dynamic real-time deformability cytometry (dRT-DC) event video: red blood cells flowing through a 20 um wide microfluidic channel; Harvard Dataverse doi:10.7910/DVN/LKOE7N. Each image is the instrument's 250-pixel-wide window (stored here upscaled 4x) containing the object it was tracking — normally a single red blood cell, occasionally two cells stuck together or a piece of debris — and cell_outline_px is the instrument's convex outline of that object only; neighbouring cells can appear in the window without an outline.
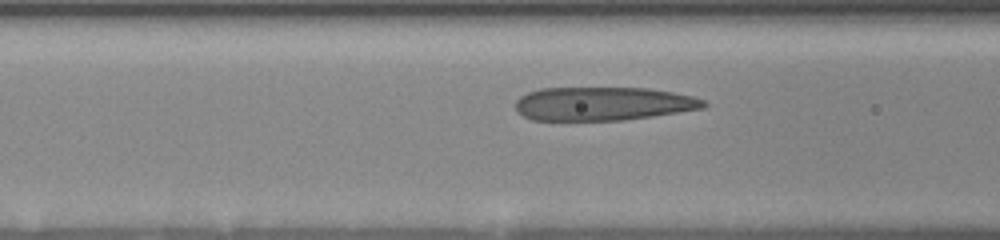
{"species": "human", "species_latin": "Homo sapiens", "temperature_condition": "room temperature", "stored_images_in_passage": 23, "camera_frame_rate_fps": 3000, "um_per_image_px": 0.085, "donor": {"sex": "female"}, "frame": {"image": 1, "passage_image": 6, "time_ms": 1.333, "image_size_px": [1000, 240], "cell_outline_px": [[708, 104], [704, 108], [652, 116], [624, 120], [532, 120], [516, 112], [516, 100], [520, 96], [528, 92], [540, 88], [648, 88], [672, 92], [692, 96], [704, 100]], "centroid_in_image_um": [51.23, 8.81], "position_along_channel_um": 115.4, "area_um2": 36.82}}
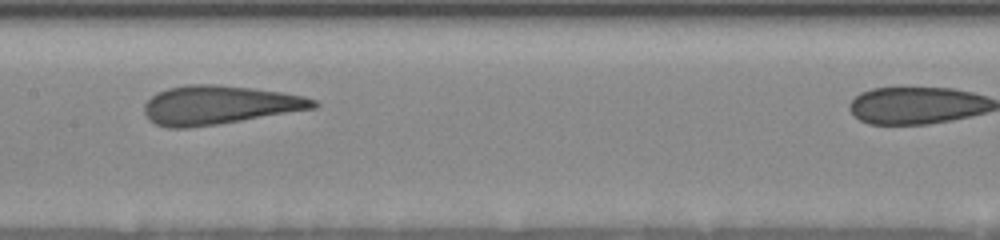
{"frame": {"image": 2, "passage_image": 14, "time_ms": 3.333, "image_size_px": [1000, 240], "cell_outline_px": [[320, 104], [316, 108], [216, 124], [188, 128], [168, 128], [156, 124], [148, 120], [144, 112], [144, 104], [156, 92], [168, 88], [188, 84], [216, 84], [280, 92], [304, 96], [316, 100]], "centroid_in_image_um": [18.59, 8.92], "position_along_channel_um": 188.8, "area_um2": 38.03}}
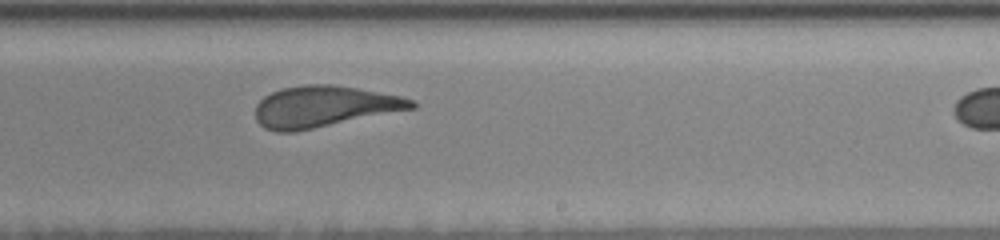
{"frame": {"image": 3, "passage_image": 21, "time_ms": 5.333, "image_size_px": [1000, 240], "cell_outline_px": [[416, 108], [296, 132], [276, 132], [264, 128], [256, 120], [256, 104], [264, 96], [280, 88], [304, 84], [332, 84], [356, 88], [400, 96], [412, 100], [416, 104]], "centroid_in_image_um": [27.5, 9.06], "position_along_channel_um": 261.5, "area_um2": 37.63}}